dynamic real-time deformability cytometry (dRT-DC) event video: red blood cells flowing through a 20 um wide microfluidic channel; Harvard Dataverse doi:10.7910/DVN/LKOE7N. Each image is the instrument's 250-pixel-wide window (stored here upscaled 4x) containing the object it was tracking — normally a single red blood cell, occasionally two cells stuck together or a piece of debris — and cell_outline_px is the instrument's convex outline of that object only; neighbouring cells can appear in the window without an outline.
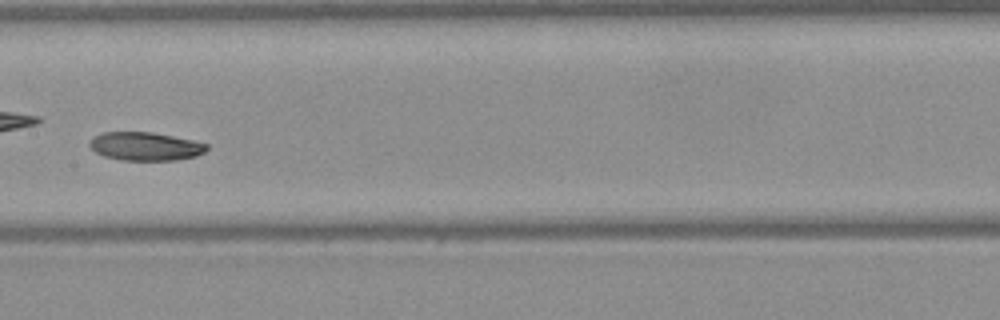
{"species": "Egyptian fruit bat (a non-hibernating species)", "species_latin": "Rousettus aegyptiacus", "temperature_condition": "warm", "stored_images_in_passage": 43, "camera_frame_rate_fps": 3000, "um_per_image_px": 0.085, "frame": {"image": 1, "passage_image": 19, "time_ms": 6.0, "image_size_px": [1000, 320], "cell_outline_px": [[208, 148], [204, 152], [196, 156], [176, 160], [120, 160], [104, 156], [96, 152], [88, 144], [92, 136], [104, 132], [152, 132], [192, 140], [208, 144]], "centroid_in_image_um": [12.34, 12.44], "position_along_channel_um": 195.1, "area_um2": 19.36}}
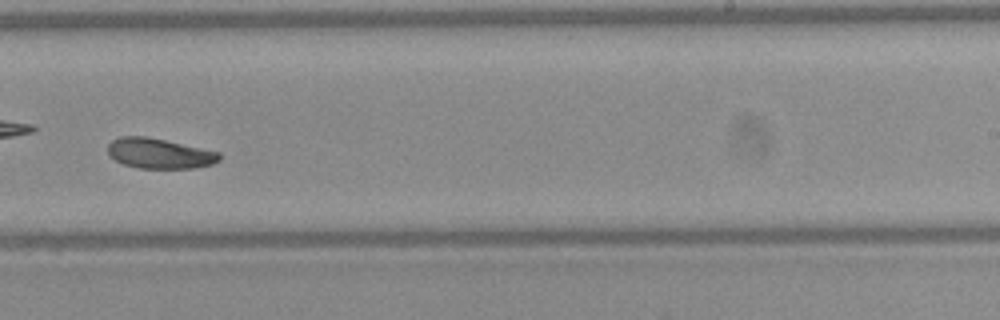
{"frame": {"image": 2, "passage_image": 25, "time_ms": 8.0, "image_size_px": [1000, 320], "cell_outline_px": [[220, 160], [212, 164], [196, 168], [140, 168], [124, 164], [108, 156], [108, 144], [112, 140], [120, 136], [144, 136], [164, 140], [220, 152]], "centroid_in_image_um": [13.53, 13.04], "position_along_channel_um": 275.5, "area_um2": 19.54}}
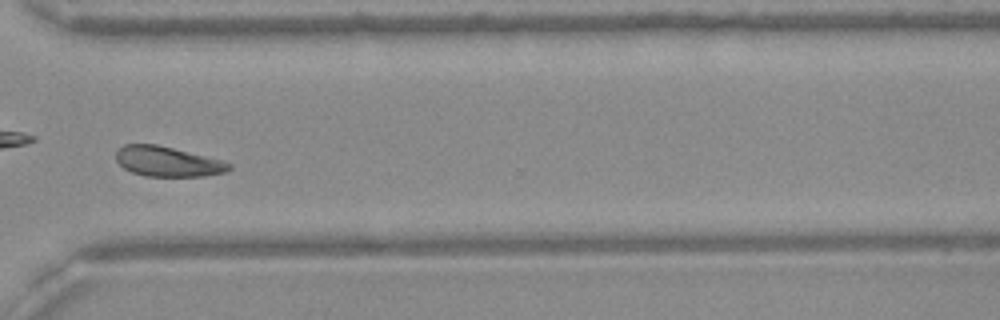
{"frame": {"image": 3, "passage_image": 31, "time_ms": 10.0, "image_size_px": [1000, 320], "cell_outline_px": [[232, 168], [224, 172], [208, 176], [144, 176], [132, 172], [124, 168], [116, 160], [116, 152], [124, 144], [156, 144], [224, 160], [232, 164]], "centroid_in_image_um": [14.28, 13.73], "position_along_channel_um": 356.3, "area_um2": 19.83}, "authors_computed_cell_mechanics": {"area_um2": 20.4612, "velocity_mm_per_s": 4.0358, "shape_relaxation_time_tau1_ms": 2.874, "shape_relaxation_time_tau2_ms": null, "deformation_change_tau1": 0.118, "deformation_change_tau2": null}}